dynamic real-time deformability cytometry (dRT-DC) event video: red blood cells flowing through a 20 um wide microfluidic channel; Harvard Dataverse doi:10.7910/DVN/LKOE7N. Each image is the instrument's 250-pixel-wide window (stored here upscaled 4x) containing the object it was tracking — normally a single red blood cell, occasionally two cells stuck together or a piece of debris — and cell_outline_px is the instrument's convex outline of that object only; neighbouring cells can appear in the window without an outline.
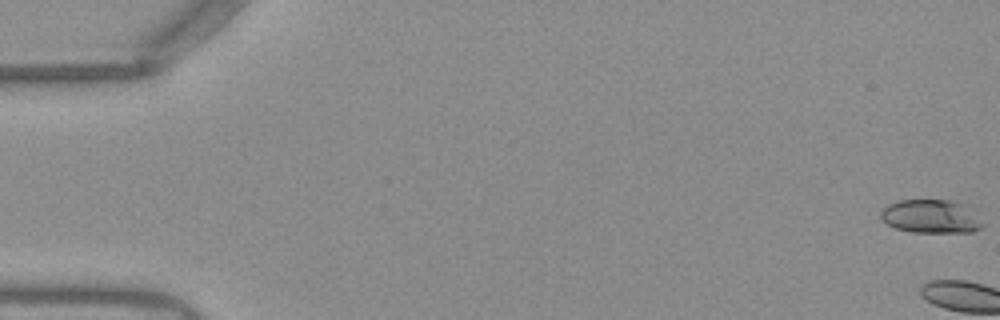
{"species": "Egyptian fruit bat (a non-hibernating species)", "species_latin": "Rousettus aegyptiacus", "temperature_condition": "warm", "stored_images_in_passage": 4, "camera_frame_rate_fps": 3000, "um_per_image_px": 0.085, "frame": {"image": 1, "passage_image": 1, "time_ms": 0.0, "image_size_px": [1000, 320], "cell_outline_px": [[984, 224], [980, 228], [972, 232], [912, 232], [896, 228], [880, 220], [880, 212], [888, 204], [900, 200], [948, 200], [960, 204]], "centroid_in_image_um": [79.03, 18.41], "position_along_channel_um": 6.0, "area_um2": 19.36}}